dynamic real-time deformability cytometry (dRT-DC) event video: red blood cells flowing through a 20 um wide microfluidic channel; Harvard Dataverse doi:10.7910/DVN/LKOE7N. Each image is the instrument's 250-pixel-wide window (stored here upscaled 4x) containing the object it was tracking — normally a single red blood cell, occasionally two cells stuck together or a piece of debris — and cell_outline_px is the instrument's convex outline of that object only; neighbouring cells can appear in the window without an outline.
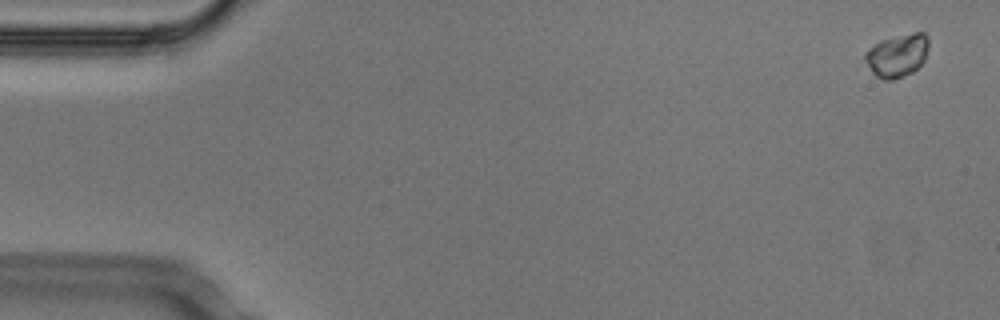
{"species": "Egyptian fruit bat (a non-hibernating species)", "species_latin": "Rousettus aegyptiacus", "temperature_condition": "cold", "stored_images_in_passage": 53, "camera_frame_rate_fps": 3000, "um_per_image_px": 0.085, "animal": {"sex": "male"}, "frame": {"image": 1, "passage_image": 3, "time_ms": 0.667, "image_size_px": [1000, 320], "cell_outline_px": [[928, 48], [924, 60], [912, 72], [892, 80], [884, 80], [876, 76], [872, 72], [864, 56], [864, 52], [880, 40], [912, 32], [924, 32], [928, 36]], "centroid_in_image_um": [76.27, 4.69], "position_along_channel_um": 8.7, "area_um2": 15.84}}
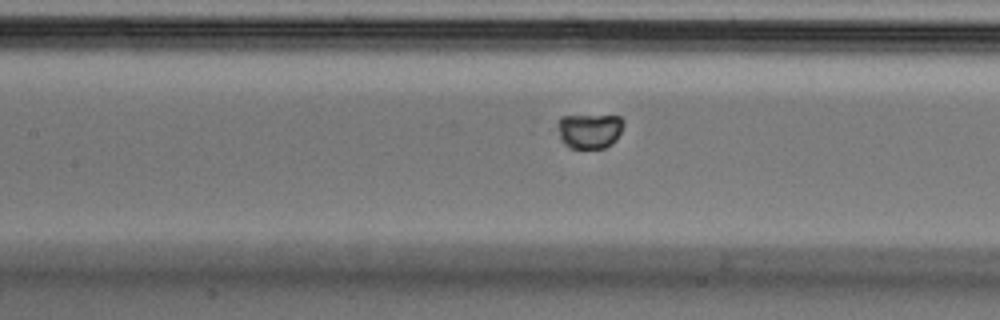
{"frame": {"image": 2, "passage_image": 25, "time_ms": 8.0, "image_size_px": [1000, 320], "cell_outline_px": [[624, 124], [616, 140], [612, 144], [604, 148], [568, 148], [560, 140], [560, 116], [620, 116], [624, 120]], "centroid_in_image_um": [50.15, 11.14], "position_along_channel_um": 157.3, "area_um2": 13.29}}
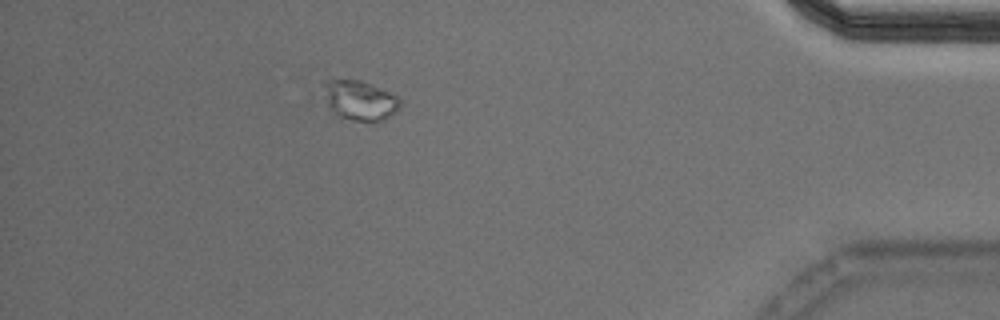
{"frame": {"image": 3, "passage_image": 49, "time_ms": 16.0, "image_size_px": [1000, 320], "cell_outline_px": [[400, 108], [396, 112], [380, 120], [356, 120], [340, 116], [320, 100], [324, 80], [360, 80], [388, 92], [396, 96], [400, 100]], "centroid_in_image_um": [30.49, 8.5], "position_along_channel_um": 404.7, "area_um2": 17.57}}